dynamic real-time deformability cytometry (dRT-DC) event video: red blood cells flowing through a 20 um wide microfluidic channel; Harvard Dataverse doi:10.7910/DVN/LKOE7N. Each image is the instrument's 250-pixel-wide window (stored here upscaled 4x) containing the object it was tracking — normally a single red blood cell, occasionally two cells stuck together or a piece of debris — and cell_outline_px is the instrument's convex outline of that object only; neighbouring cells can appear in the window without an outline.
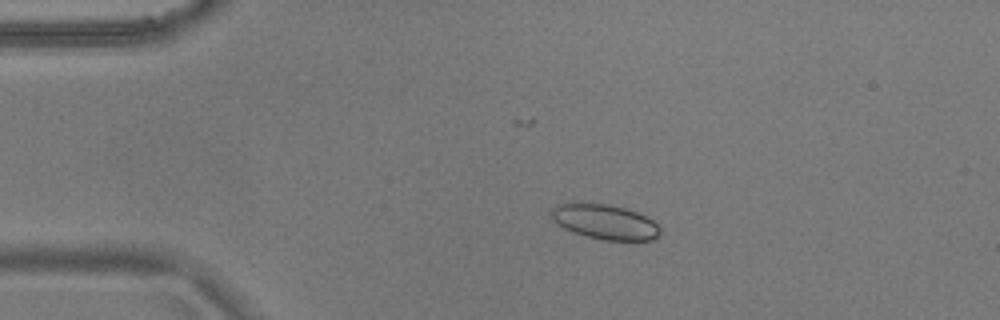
{"species": "common noctule bat (a hibernating species)", "species_latin": "Nyctalus noctula", "temperature_condition": "warm", "stored_images_in_passage": 47, "camera_frame_rate_fps": 3000, "um_per_image_px": 0.085, "animal": {"sex": "male", "body_mass_g": 17.9}, "frame": {"image": 1, "passage_image": 3, "time_ms": 0.667, "image_size_px": [1000, 320], "cell_outline_px": [[660, 232], [652, 240], [604, 240], [572, 232], [564, 228], [552, 216], [552, 208], [556, 204], [572, 200], [576, 200], [608, 204], [624, 208], [636, 212], [652, 220], [660, 228]], "centroid_in_image_um": [51.36, 18.81], "position_along_channel_um": 33.6, "area_um2": 22.25}}
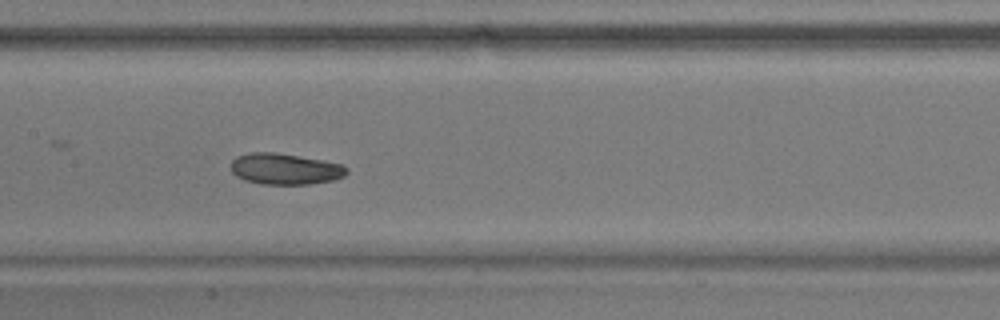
{"frame": {"image": 2, "passage_image": 19, "time_ms": 6.0, "image_size_px": [1000, 320], "cell_outline_px": [[348, 172], [344, 176], [336, 180], [308, 184], [260, 184], [244, 180], [236, 176], [232, 172], [232, 160], [236, 156], [252, 152], [272, 152], [344, 164], [348, 168]], "centroid_in_image_um": [24.24, 14.37], "position_along_channel_um": 183.2, "area_um2": 20.98}}
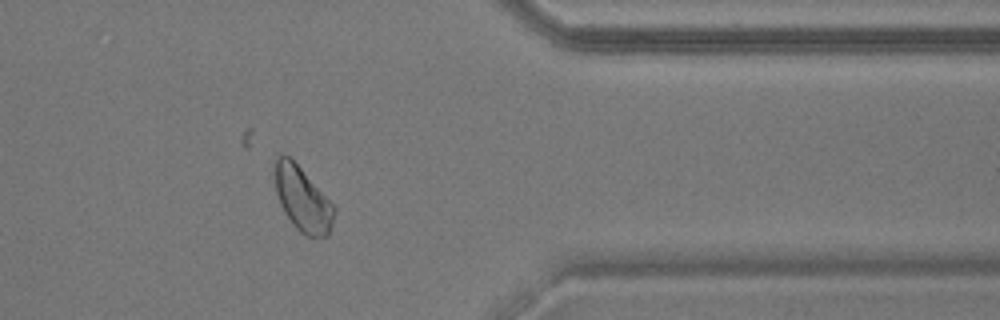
{"frame": {"image": 3, "passage_image": 37, "time_ms": 12.0, "image_size_px": [1000, 320], "cell_outline_px": [[336, 212], [328, 236], [308, 236], [300, 232], [292, 224], [284, 212], [280, 204], [276, 192], [276, 156], [288, 156], [300, 168], [336, 208]], "centroid_in_image_um": [25.73, 16.98], "position_along_channel_um": 385.7, "area_um2": 21.62}, "authors_computed_cell_mechanics": {"area_um2": 21.9062, "velocity_mm_per_s": 3.6284, "shape_relaxation_time_tau1_ms": 4.9968, "shape_relaxation_time_tau2_ms": 7.2529, "deformation_change_tau1": 0.1215, "deformation_change_tau2": 0.0969}}